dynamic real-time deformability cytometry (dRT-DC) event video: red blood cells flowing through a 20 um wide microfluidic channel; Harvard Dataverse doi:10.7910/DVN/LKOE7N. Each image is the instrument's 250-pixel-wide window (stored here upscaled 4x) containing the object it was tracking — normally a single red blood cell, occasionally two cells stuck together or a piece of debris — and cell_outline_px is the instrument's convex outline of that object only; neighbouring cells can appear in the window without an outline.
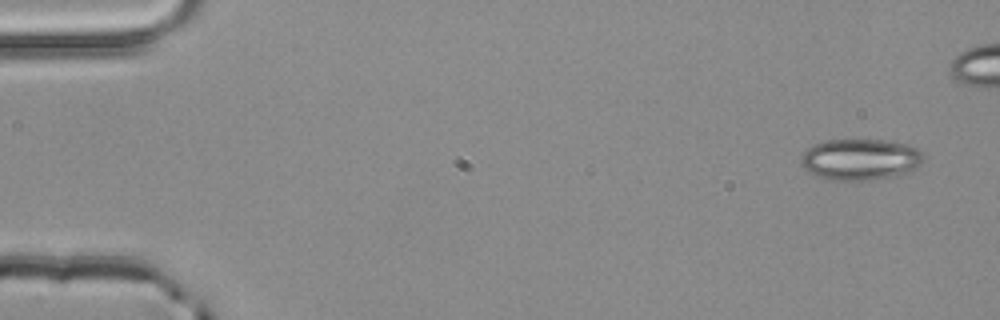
{"species": "common noctule bat (a hibernating species)", "species_latin": "Nyctalus noctula", "temperature_condition": "room temperature", "stored_images_in_passage": 5, "camera_frame_rate_fps": 3000, "um_per_image_px": 0.085, "animal": {"sex": "male", "body_mass_g": 20.4}, "frame": {"image": 1, "passage_image": 1, "time_ms": 0.0, "image_size_px": [1000, 320], "cell_outline_px": [[924, 160], [916, 168], [900, 176], [860, 180], [832, 180], [820, 176], [804, 168], [800, 160], [800, 156], [812, 144], [824, 140], [884, 140], [908, 144], [916, 148], [924, 156]], "centroid_in_image_um": [73.14, 13.54], "position_along_channel_um": 11.9, "area_um2": 29.42}}